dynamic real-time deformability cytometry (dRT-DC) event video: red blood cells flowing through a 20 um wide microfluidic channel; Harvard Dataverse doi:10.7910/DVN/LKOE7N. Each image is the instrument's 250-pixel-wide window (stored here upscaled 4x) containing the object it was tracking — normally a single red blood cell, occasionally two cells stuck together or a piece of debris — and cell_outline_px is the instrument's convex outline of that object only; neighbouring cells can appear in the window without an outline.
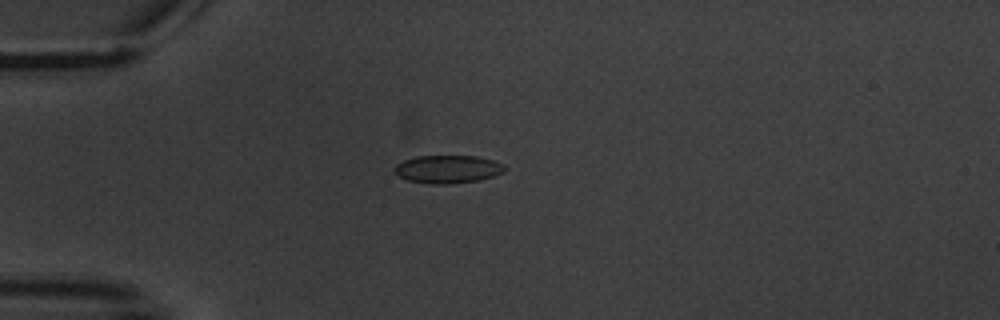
{"species": "common noctule bat (a hibernating species)", "species_latin": "Nyctalus noctula", "temperature_condition": "warm", "stored_images_in_passage": 12, "camera_frame_rate_fps": 3000, "um_per_image_px": 0.085, "animal": {"sex": "male", "body_mass_g": 20.1, "forearm_length_mm": 53.5}, "frame": {"image": 1, "passage_image": 1, "time_ms": 0.0, "image_size_px": [1000, 320], "cell_outline_px": [[508, 168], [504, 172], [492, 176], [476, 180], [448, 184], [432, 184], [408, 180], [400, 176], [396, 172], [396, 164], [404, 160], [416, 156], [476, 156], [492, 160], [504, 164]], "centroid_in_image_um": [38.09, 14.37], "position_along_channel_um": 46.9, "area_um2": 17.74}}
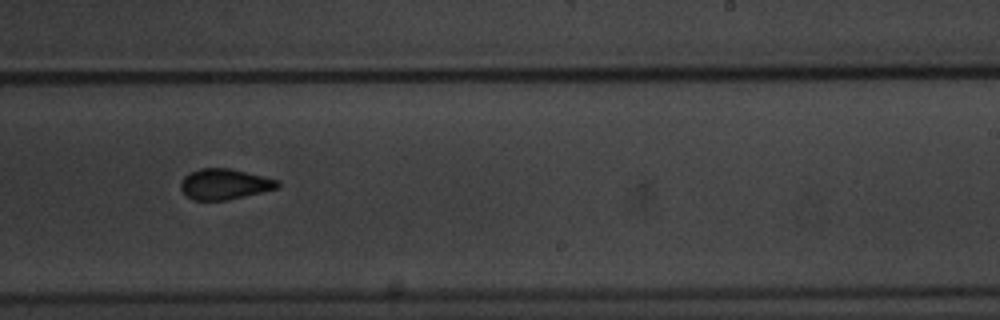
{"frame": {"image": 2, "passage_image": 7, "time_ms": 7.0, "image_size_px": [1000, 320], "cell_outline_px": [[280, 184], [276, 188], [228, 200], [192, 200], [180, 188], [180, 184], [184, 176], [188, 172], [200, 168], [228, 168], [276, 180]], "centroid_in_image_um": [19.0, 15.65], "position_along_channel_um": 270.0, "area_um2": 16.94}}
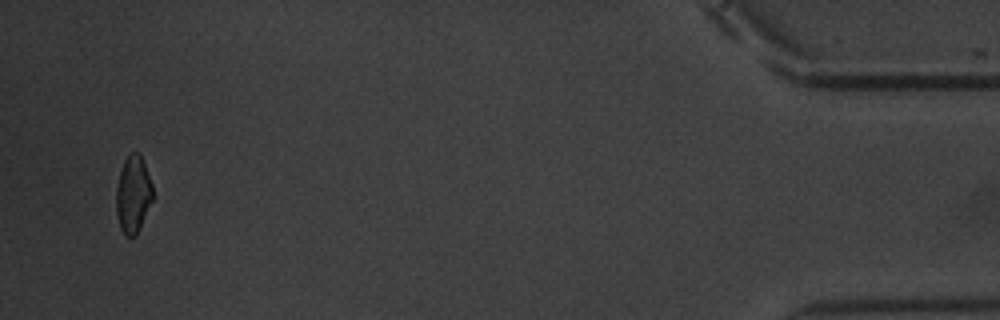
{"frame": {"image": 3, "passage_image": 12, "time_ms": 13.667, "image_size_px": [1000, 320], "cell_outline_px": [[152, 200], [140, 228], [136, 236], [124, 236], [120, 228], [116, 212], [116, 188], [120, 172], [124, 160], [128, 152], [140, 152], [152, 184]], "centroid_in_image_um": [11.3, 16.51], "position_along_channel_um": 423.9, "area_um2": 16.53}, "authors_computed_cell_mechanics": {"area_um2": 17.4556, "velocity_mm_per_s": 3.4484, "shape_relaxation_time_tau1_ms": 3.2862, "shape_relaxation_time_tau2_ms": 1.0657, "deformation_change_tau1": 0.0824, "deformation_change_tau2": 0.042}}